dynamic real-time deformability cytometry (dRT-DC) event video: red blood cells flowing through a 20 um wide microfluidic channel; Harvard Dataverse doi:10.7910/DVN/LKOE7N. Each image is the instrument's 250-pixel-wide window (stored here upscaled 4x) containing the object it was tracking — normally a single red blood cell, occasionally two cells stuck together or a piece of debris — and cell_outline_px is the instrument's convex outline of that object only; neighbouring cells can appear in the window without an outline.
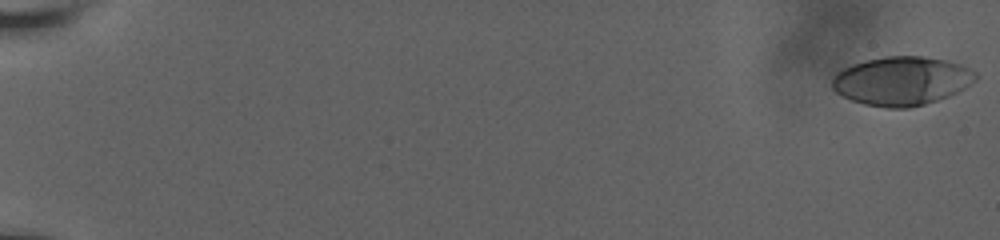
{"species": "human", "species_latin": "Homo sapiens", "temperature_condition": "room temperature", "stored_images_in_passage": 58, "camera_frame_rate_fps": 3000, "um_per_image_px": 0.085, "donor": {"sex": "male"}, "frame": {"image": 1, "passage_image": 1, "time_ms": 0.0, "image_size_px": [1000, 240], "cell_outline_px": [[980, 76], [976, 80], [964, 88], [948, 96], [924, 104], [908, 108], [888, 108], [864, 104], [852, 100], [836, 92], [832, 88], [832, 80], [836, 72], [852, 64], [864, 60], [884, 56], [924, 56], [948, 60], [960, 64], [976, 72]], "centroid_in_image_um": [76.65, 6.86], "position_along_channel_um": 8.3, "area_um2": 40.86}}
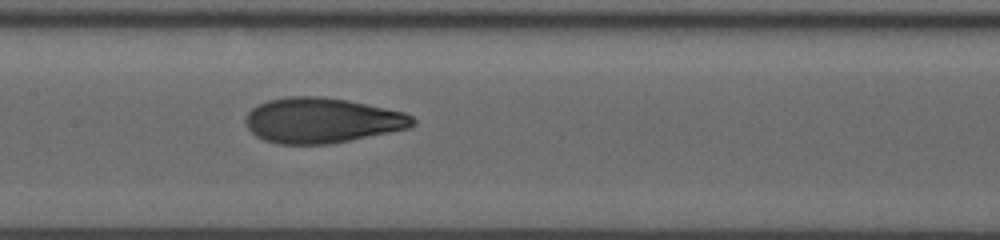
{"frame": {"image": 2, "passage_image": 32, "time_ms": 10.333, "image_size_px": [1000, 240], "cell_outline_px": [[416, 124], [408, 128], [328, 144], [276, 144], [264, 140], [256, 136], [248, 128], [244, 120], [248, 112], [252, 108], [268, 100], [288, 96], [320, 96], [348, 100], [404, 112], [412, 116], [416, 120]], "centroid_in_image_um": [27.34, 10.23], "position_along_channel_um": 180.1, "area_um2": 43.87}}
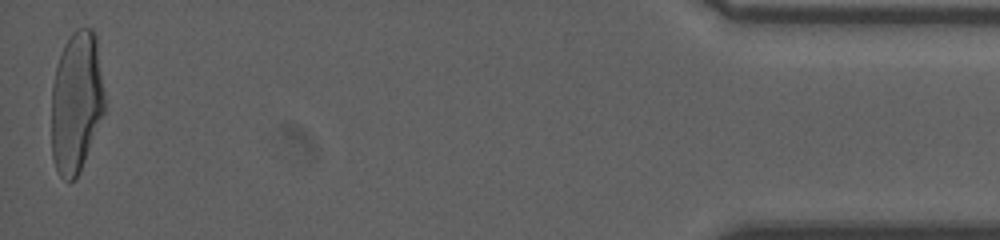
{"frame": {"image": 3, "passage_image": 58, "time_ms": 19.0, "image_size_px": [1000, 240], "cell_outline_px": [[104, 112], [80, 172], [68, 184], [60, 176], [56, 168], [52, 156], [52, 84], [56, 64], [64, 44], [72, 32], [76, 28], [92, 28], [96, 36], [104, 92]], "centroid_in_image_um": [6.48, 8.68], "position_along_channel_um": 428.7, "area_um2": 43.93}, "authors_computed_cell_mechanics": {"area_um2": 42.8009, "velocity_mm_per_s": 3.8009, "shape_relaxation_time_tau1_ms": 7.7561, "shape_relaxation_time_tau2_ms": 1.0387, "deformation_change_tau1": 0.2731, "deformation_change_tau2": 0.0748}}